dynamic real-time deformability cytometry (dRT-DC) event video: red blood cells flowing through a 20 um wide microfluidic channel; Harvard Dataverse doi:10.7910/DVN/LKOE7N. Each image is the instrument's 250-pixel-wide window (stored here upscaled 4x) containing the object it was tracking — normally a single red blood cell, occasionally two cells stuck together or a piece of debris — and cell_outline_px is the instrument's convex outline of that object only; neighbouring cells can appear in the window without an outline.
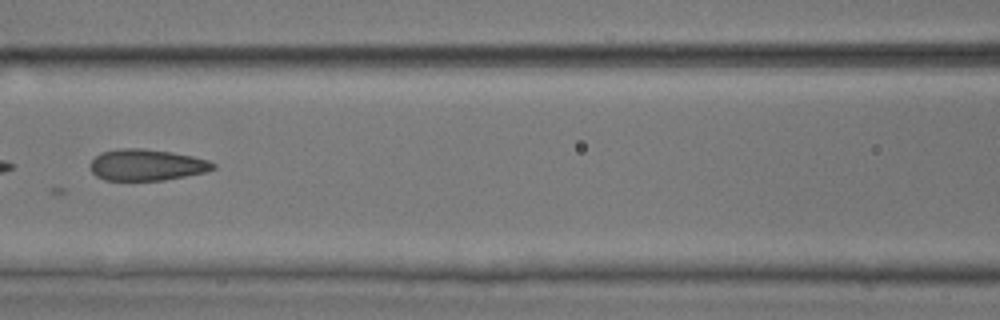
{"species": "common noctule bat (a hibernating species)", "species_latin": "Nyctalus noctula", "temperature_condition": "room temperature", "stored_images_in_passage": 8, "camera_frame_rate_fps": 3000, "um_per_image_px": 0.085, "animal": {"sex": "male", "body_mass_g": 17.9, "forearm_length_mm": 54.2}, "frame": {"image": 1, "passage_image": 7, "time_ms": 2.0, "image_size_px": [1000, 320], "cell_outline_px": [[216, 168], [204, 172], [164, 180], [104, 180], [96, 176], [92, 172], [92, 160], [100, 152], [120, 148], [144, 148], [172, 152], [192, 156], [208, 160], [216, 164]], "centroid_in_image_um": [12.47, 14.01], "position_along_channel_um": 154.1, "area_um2": 22.37}}